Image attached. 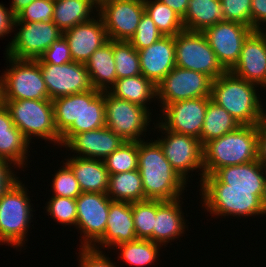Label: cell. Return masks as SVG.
Instances as JSON below:
<instances>
[{
	"label": "cell",
	"instance_id": "obj_34",
	"mask_svg": "<svg viewBox=\"0 0 266 267\" xmlns=\"http://www.w3.org/2000/svg\"><path fill=\"white\" fill-rule=\"evenodd\" d=\"M29 146L30 142L16 126L7 131H0V158L12 162L19 169L28 165Z\"/></svg>",
	"mask_w": 266,
	"mask_h": 267
},
{
	"label": "cell",
	"instance_id": "obj_21",
	"mask_svg": "<svg viewBox=\"0 0 266 267\" xmlns=\"http://www.w3.org/2000/svg\"><path fill=\"white\" fill-rule=\"evenodd\" d=\"M124 142V139L104 126L74 135L63 147L74 152L72 156L104 160Z\"/></svg>",
	"mask_w": 266,
	"mask_h": 267
},
{
	"label": "cell",
	"instance_id": "obj_25",
	"mask_svg": "<svg viewBox=\"0 0 266 267\" xmlns=\"http://www.w3.org/2000/svg\"><path fill=\"white\" fill-rule=\"evenodd\" d=\"M82 192L107 193L109 173L103 160L66 157Z\"/></svg>",
	"mask_w": 266,
	"mask_h": 267
},
{
	"label": "cell",
	"instance_id": "obj_54",
	"mask_svg": "<svg viewBox=\"0 0 266 267\" xmlns=\"http://www.w3.org/2000/svg\"><path fill=\"white\" fill-rule=\"evenodd\" d=\"M263 203L265 205V210H266V181H265V193H264V196H263Z\"/></svg>",
	"mask_w": 266,
	"mask_h": 267
},
{
	"label": "cell",
	"instance_id": "obj_17",
	"mask_svg": "<svg viewBox=\"0 0 266 267\" xmlns=\"http://www.w3.org/2000/svg\"><path fill=\"white\" fill-rule=\"evenodd\" d=\"M211 97L172 102L160 110L157 122L166 130L195 137L201 142V130Z\"/></svg>",
	"mask_w": 266,
	"mask_h": 267
},
{
	"label": "cell",
	"instance_id": "obj_44",
	"mask_svg": "<svg viewBox=\"0 0 266 267\" xmlns=\"http://www.w3.org/2000/svg\"><path fill=\"white\" fill-rule=\"evenodd\" d=\"M40 59L46 64L62 65L72 62L67 40L62 35L54 41L50 47L41 55Z\"/></svg>",
	"mask_w": 266,
	"mask_h": 267
},
{
	"label": "cell",
	"instance_id": "obj_29",
	"mask_svg": "<svg viewBox=\"0 0 266 267\" xmlns=\"http://www.w3.org/2000/svg\"><path fill=\"white\" fill-rule=\"evenodd\" d=\"M108 92L116 98L141 105L149 111L153 110V107L149 109L148 105L157 99L156 85L142 74L117 79Z\"/></svg>",
	"mask_w": 266,
	"mask_h": 267
},
{
	"label": "cell",
	"instance_id": "obj_30",
	"mask_svg": "<svg viewBox=\"0 0 266 267\" xmlns=\"http://www.w3.org/2000/svg\"><path fill=\"white\" fill-rule=\"evenodd\" d=\"M184 30L203 32L206 28L224 21L220 0H189L182 18Z\"/></svg>",
	"mask_w": 266,
	"mask_h": 267
},
{
	"label": "cell",
	"instance_id": "obj_33",
	"mask_svg": "<svg viewBox=\"0 0 266 267\" xmlns=\"http://www.w3.org/2000/svg\"><path fill=\"white\" fill-rule=\"evenodd\" d=\"M240 126L226 109L210 100L201 130V144L204 146L207 142L219 138Z\"/></svg>",
	"mask_w": 266,
	"mask_h": 267
},
{
	"label": "cell",
	"instance_id": "obj_27",
	"mask_svg": "<svg viewBox=\"0 0 266 267\" xmlns=\"http://www.w3.org/2000/svg\"><path fill=\"white\" fill-rule=\"evenodd\" d=\"M86 68L94 89L100 91L110 89L117 80L112 40L106 42L91 55Z\"/></svg>",
	"mask_w": 266,
	"mask_h": 267
},
{
	"label": "cell",
	"instance_id": "obj_42",
	"mask_svg": "<svg viewBox=\"0 0 266 267\" xmlns=\"http://www.w3.org/2000/svg\"><path fill=\"white\" fill-rule=\"evenodd\" d=\"M54 0H34L17 15L19 22L52 21Z\"/></svg>",
	"mask_w": 266,
	"mask_h": 267
},
{
	"label": "cell",
	"instance_id": "obj_43",
	"mask_svg": "<svg viewBox=\"0 0 266 267\" xmlns=\"http://www.w3.org/2000/svg\"><path fill=\"white\" fill-rule=\"evenodd\" d=\"M224 21L241 23L252 29L251 0H220Z\"/></svg>",
	"mask_w": 266,
	"mask_h": 267
},
{
	"label": "cell",
	"instance_id": "obj_24",
	"mask_svg": "<svg viewBox=\"0 0 266 267\" xmlns=\"http://www.w3.org/2000/svg\"><path fill=\"white\" fill-rule=\"evenodd\" d=\"M184 197L175 200H156V216L154 218L153 242L161 246L178 239L188 228L186 217L182 211ZM187 227V228H186Z\"/></svg>",
	"mask_w": 266,
	"mask_h": 267
},
{
	"label": "cell",
	"instance_id": "obj_6",
	"mask_svg": "<svg viewBox=\"0 0 266 267\" xmlns=\"http://www.w3.org/2000/svg\"><path fill=\"white\" fill-rule=\"evenodd\" d=\"M25 183L19 180L0 199V245L25 250L26 234L35 210ZM34 210V211H33Z\"/></svg>",
	"mask_w": 266,
	"mask_h": 267
},
{
	"label": "cell",
	"instance_id": "obj_48",
	"mask_svg": "<svg viewBox=\"0 0 266 267\" xmlns=\"http://www.w3.org/2000/svg\"><path fill=\"white\" fill-rule=\"evenodd\" d=\"M16 16L12 13L11 9L6 8L3 3H0V38L13 33L14 21Z\"/></svg>",
	"mask_w": 266,
	"mask_h": 267
},
{
	"label": "cell",
	"instance_id": "obj_26",
	"mask_svg": "<svg viewBox=\"0 0 266 267\" xmlns=\"http://www.w3.org/2000/svg\"><path fill=\"white\" fill-rule=\"evenodd\" d=\"M214 175L225 184V189L265 190L266 177L258 160L221 167Z\"/></svg>",
	"mask_w": 266,
	"mask_h": 267
},
{
	"label": "cell",
	"instance_id": "obj_13",
	"mask_svg": "<svg viewBox=\"0 0 266 267\" xmlns=\"http://www.w3.org/2000/svg\"><path fill=\"white\" fill-rule=\"evenodd\" d=\"M213 79L203 73L175 66L156 86L157 106L199 97H210ZM160 103V104H159Z\"/></svg>",
	"mask_w": 266,
	"mask_h": 267
},
{
	"label": "cell",
	"instance_id": "obj_2",
	"mask_svg": "<svg viewBox=\"0 0 266 267\" xmlns=\"http://www.w3.org/2000/svg\"><path fill=\"white\" fill-rule=\"evenodd\" d=\"M148 141H138V171L145 200L170 201L182 197L188 183L173 169L160 144L154 139Z\"/></svg>",
	"mask_w": 266,
	"mask_h": 267
},
{
	"label": "cell",
	"instance_id": "obj_55",
	"mask_svg": "<svg viewBox=\"0 0 266 267\" xmlns=\"http://www.w3.org/2000/svg\"><path fill=\"white\" fill-rule=\"evenodd\" d=\"M261 164H262V167H263V170H264V175L266 177V161H263Z\"/></svg>",
	"mask_w": 266,
	"mask_h": 267
},
{
	"label": "cell",
	"instance_id": "obj_40",
	"mask_svg": "<svg viewBox=\"0 0 266 267\" xmlns=\"http://www.w3.org/2000/svg\"><path fill=\"white\" fill-rule=\"evenodd\" d=\"M52 177L51 191L53 196L76 199L81 193V189L70 166L64 162Z\"/></svg>",
	"mask_w": 266,
	"mask_h": 267
},
{
	"label": "cell",
	"instance_id": "obj_5",
	"mask_svg": "<svg viewBox=\"0 0 266 267\" xmlns=\"http://www.w3.org/2000/svg\"><path fill=\"white\" fill-rule=\"evenodd\" d=\"M257 160V126L241 125L203 146L204 175H212L224 166Z\"/></svg>",
	"mask_w": 266,
	"mask_h": 267
},
{
	"label": "cell",
	"instance_id": "obj_7",
	"mask_svg": "<svg viewBox=\"0 0 266 267\" xmlns=\"http://www.w3.org/2000/svg\"><path fill=\"white\" fill-rule=\"evenodd\" d=\"M2 103L7 107L14 125L30 143L41 138L60 146L61 135L55 126L52 100L23 99Z\"/></svg>",
	"mask_w": 266,
	"mask_h": 267
},
{
	"label": "cell",
	"instance_id": "obj_23",
	"mask_svg": "<svg viewBox=\"0 0 266 267\" xmlns=\"http://www.w3.org/2000/svg\"><path fill=\"white\" fill-rule=\"evenodd\" d=\"M138 54L142 75L157 86L176 66L174 36H163Z\"/></svg>",
	"mask_w": 266,
	"mask_h": 267
},
{
	"label": "cell",
	"instance_id": "obj_4",
	"mask_svg": "<svg viewBox=\"0 0 266 267\" xmlns=\"http://www.w3.org/2000/svg\"><path fill=\"white\" fill-rule=\"evenodd\" d=\"M257 88L260 86L226 71L213 80L210 97L240 125H257L266 118V109Z\"/></svg>",
	"mask_w": 266,
	"mask_h": 267
},
{
	"label": "cell",
	"instance_id": "obj_47",
	"mask_svg": "<svg viewBox=\"0 0 266 267\" xmlns=\"http://www.w3.org/2000/svg\"><path fill=\"white\" fill-rule=\"evenodd\" d=\"M251 23L253 30L262 31L261 26L266 24V0H251Z\"/></svg>",
	"mask_w": 266,
	"mask_h": 267
},
{
	"label": "cell",
	"instance_id": "obj_52",
	"mask_svg": "<svg viewBox=\"0 0 266 267\" xmlns=\"http://www.w3.org/2000/svg\"><path fill=\"white\" fill-rule=\"evenodd\" d=\"M34 0H12L10 4V9L12 13L16 16L23 8L28 6Z\"/></svg>",
	"mask_w": 266,
	"mask_h": 267
},
{
	"label": "cell",
	"instance_id": "obj_50",
	"mask_svg": "<svg viewBox=\"0 0 266 267\" xmlns=\"http://www.w3.org/2000/svg\"><path fill=\"white\" fill-rule=\"evenodd\" d=\"M183 18L188 9L189 0H159Z\"/></svg>",
	"mask_w": 266,
	"mask_h": 267
},
{
	"label": "cell",
	"instance_id": "obj_3",
	"mask_svg": "<svg viewBox=\"0 0 266 267\" xmlns=\"http://www.w3.org/2000/svg\"><path fill=\"white\" fill-rule=\"evenodd\" d=\"M199 186L201 206L211 216L226 218L230 215L246 219L266 215L263 203L265 190L225 189V184L214 174L204 175Z\"/></svg>",
	"mask_w": 266,
	"mask_h": 267
},
{
	"label": "cell",
	"instance_id": "obj_18",
	"mask_svg": "<svg viewBox=\"0 0 266 267\" xmlns=\"http://www.w3.org/2000/svg\"><path fill=\"white\" fill-rule=\"evenodd\" d=\"M254 30L237 22L221 21L203 33L222 66L230 71L239 61L242 46Z\"/></svg>",
	"mask_w": 266,
	"mask_h": 267
},
{
	"label": "cell",
	"instance_id": "obj_57",
	"mask_svg": "<svg viewBox=\"0 0 266 267\" xmlns=\"http://www.w3.org/2000/svg\"><path fill=\"white\" fill-rule=\"evenodd\" d=\"M262 87H263V89H265L266 90V79H265V82L260 86V88L262 89Z\"/></svg>",
	"mask_w": 266,
	"mask_h": 267
},
{
	"label": "cell",
	"instance_id": "obj_14",
	"mask_svg": "<svg viewBox=\"0 0 266 267\" xmlns=\"http://www.w3.org/2000/svg\"><path fill=\"white\" fill-rule=\"evenodd\" d=\"M111 202L106 193L82 192L76 198L80 247H92L104 235Z\"/></svg>",
	"mask_w": 266,
	"mask_h": 267
},
{
	"label": "cell",
	"instance_id": "obj_46",
	"mask_svg": "<svg viewBox=\"0 0 266 267\" xmlns=\"http://www.w3.org/2000/svg\"><path fill=\"white\" fill-rule=\"evenodd\" d=\"M12 164V162L0 158V199L20 180L14 170L18 167L15 164Z\"/></svg>",
	"mask_w": 266,
	"mask_h": 267
},
{
	"label": "cell",
	"instance_id": "obj_31",
	"mask_svg": "<svg viewBox=\"0 0 266 267\" xmlns=\"http://www.w3.org/2000/svg\"><path fill=\"white\" fill-rule=\"evenodd\" d=\"M106 194L112 201L132 203L145 200L142 178L138 169L109 174Z\"/></svg>",
	"mask_w": 266,
	"mask_h": 267
},
{
	"label": "cell",
	"instance_id": "obj_36",
	"mask_svg": "<svg viewBox=\"0 0 266 267\" xmlns=\"http://www.w3.org/2000/svg\"><path fill=\"white\" fill-rule=\"evenodd\" d=\"M117 79L141 75L138 51L128 41H113Z\"/></svg>",
	"mask_w": 266,
	"mask_h": 267
},
{
	"label": "cell",
	"instance_id": "obj_16",
	"mask_svg": "<svg viewBox=\"0 0 266 267\" xmlns=\"http://www.w3.org/2000/svg\"><path fill=\"white\" fill-rule=\"evenodd\" d=\"M145 12L144 0H108L98 7L109 40L129 41Z\"/></svg>",
	"mask_w": 266,
	"mask_h": 267
},
{
	"label": "cell",
	"instance_id": "obj_56",
	"mask_svg": "<svg viewBox=\"0 0 266 267\" xmlns=\"http://www.w3.org/2000/svg\"><path fill=\"white\" fill-rule=\"evenodd\" d=\"M0 104H2V94H1V79H0Z\"/></svg>",
	"mask_w": 266,
	"mask_h": 267
},
{
	"label": "cell",
	"instance_id": "obj_10",
	"mask_svg": "<svg viewBox=\"0 0 266 267\" xmlns=\"http://www.w3.org/2000/svg\"><path fill=\"white\" fill-rule=\"evenodd\" d=\"M104 101L107 128L125 141L145 140V132L149 131L147 127L152 122V112L141 105L116 98L108 91H104Z\"/></svg>",
	"mask_w": 266,
	"mask_h": 267
},
{
	"label": "cell",
	"instance_id": "obj_22",
	"mask_svg": "<svg viewBox=\"0 0 266 267\" xmlns=\"http://www.w3.org/2000/svg\"><path fill=\"white\" fill-rule=\"evenodd\" d=\"M136 239L132 203L112 201L109 207L104 235L92 248L97 250H101L102 248H106V250L107 248L113 249L118 244Z\"/></svg>",
	"mask_w": 266,
	"mask_h": 267
},
{
	"label": "cell",
	"instance_id": "obj_51",
	"mask_svg": "<svg viewBox=\"0 0 266 267\" xmlns=\"http://www.w3.org/2000/svg\"><path fill=\"white\" fill-rule=\"evenodd\" d=\"M14 122L11 119V115L4 105V103L0 104V131H7L14 127Z\"/></svg>",
	"mask_w": 266,
	"mask_h": 267
},
{
	"label": "cell",
	"instance_id": "obj_37",
	"mask_svg": "<svg viewBox=\"0 0 266 267\" xmlns=\"http://www.w3.org/2000/svg\"><path fill=\"white\" fill-rule=\"evenodd\" d=\"M103 161L109 174L138 169V141H125Z\"/></svg>",
	"mask_w": 266,
	"mask_h": 267
},
{
	"label": "cell",
	"instance_id": "obj_11",
	"mask_svg": "<svg viewBox=\"0 0 266 267\" xmlns=\"http://www.w3.org/2000/svg\"><path fill=\"white\" fill-rule=\"evenodd\" d=\"M176 66L203 73L213 80L227 70L218 61L203 32L183 30L174 36Z\"/></svg>",
	"mask_w": 266,
	"mask_h": 267
},
{
	"label": "cell",
	"instance_id": "obj_12",
	"mask_svg": "<svg viewBox=\"0 0 266 267\" xmlns=\"http://www.w3.org/2000/svg\"><path fill=\"white\" fill-rule=\"evenodd\" d=\"M14 29L13 31L17 32L6 45L4 54L15 59L40 58L50 45L63 35L52 21L19 22L15 18Z\"/></svg>",
	"mask_w": 266,
	"mask_h": 267
},
{
	"label": "cell",
	"instance_id": "obj_53",
	"mask_svg": "<svg viewBox=\"0 0 266 267\" xmlns=\"http://www.w3.org/2000/svg\"><path fill=\"white\" fill-rule=\"evenodd\" d=\"M108 0H93V2L99 7L102 3L106 2Z\"/></svg>",
	"mask_w": 266,
	"mask_h": 267
},
{
	"label": "cell",
	"instance_id": "obj_39",
	"mask_svg": "<svg viewBox=\"0 0 266 267\" xmlns=\"http://www.w3.org/2000/svg\"><path fill=\"white\" fill-rule=\"evenodd\" d=\"M47 205V206H46ZM45 210L57 224L76 227L77 210L76 199L51 196L45 204Z\"/></svg>",
	"mask_w": 266,
	"mask_h": 267
},
{
	"label": "cell",
	"instance_id": "obj_41",
	"mask_svg": "<svg viewBox=\"0 0 266 267\" xmlns=\"http://www.w3.org/2000/svg\"><path fill=\"white\" fill-rule=\"evenodd\" d=\"M163 35L158 30L152 18L144 12L135 34L128 41L137 51L150 47Z\"/></svg>",
	"mask_w": 266,
	"mask_h": 267
},
{
	"label": "cell",
	"instance_id": "obj_38",
	"mask_svg": "<svg viewBox=\"0 0 266 267\" xmlns=\"http://www.w3.org/2000/svg\"><path fill=\"white\" fill-rule=\"evenodd\" d=\"M132 215L137 239L151 240L153 242L156 200L146 199L132 202Z\"/></svg>",
	"mask_w": 266,
	"mask_h": 267
},
{
	"label": "cell",
	"instance_id": "obj_8",
	"mask_svg": "<svg viewBox=\"0 0 266 267\" xmlns=\"http://www.w3.org/2000/svg\"><path fill=\"white\" fill-rule=\"evenodd\" d=\"M5 57L9 65L0 75L2 101L50 100L36 59H15L6 55Z\"/></svg>",
	"mask_w": 266,
	"mask_h": 267
},
{
	"label": "cell",
	"instance_id": "obj_49",
	"mask_svg": "<svg viewBox=\"0 0 266 267\" xmlns=\"http://www.w3.org/2000/svg\"><path fill=\"white\" fill-rule=\"evenodd\" d=\"M257 160L266 161V118L257 125Z\"/></svg>",
	"mask_w": 266,
	"mask_h": 267
},
{
	"label": "cell",
	"instance_id": "obj_58",
	"mask_svg": "<svg viewBox=\"0 0 266 267\" xmlns=\"http://www.w3.org/2000/svg\"><path fill=\"white\" fill-rule=\"evenodd\" d=\"M262 32L266 35V28H262Z\"/></svg>",
	"mask_w": 266,
	"mask_h": 267
},
{
	"label": "cell",
	"instance_id": "obj_9",
	"mask_svg": "<svg viewBox=\"0 0 266 267\" xmlns=\"http://www.w3.org/2000/svg\"><path fill=\"white\" fill-rule=\"evenodd\" d=\"M154 128L161 131V136L156 141L160 144L166 159L173 169L188 183L190 172L198 173L201 183L204 176L203 146L199 139L164 129L159 123L153 122ZM163 131V132H162ZM165 134V135H164ZM164 135V136H163ZM198 168V169H197ZM189 180V181H188Z\"/></svg>",
	"mask_w": 266,
	"mask_h": 267
},
{
	"label": "cell",
	"instance_id": "obj_32",
	"mask_svg": "<svg viewBox=\"0 0 266 267\" xmlns=\"http://www.w3.org/2000/svg\"><path fill=\"white\" fill-rule=\"evenodd\" d=\"M162 246L152 242L151 240L136 239L130 242L118 244L113 249L118 252L117 259L128 264V266L145 267L154 265L160 256V250Z\"/></svg>",
	"mask_w": 266,
	"mask_h": 267
},
{
	"label": "cell",
	"instance_id": "obj_45",
	"mask_svg": "<svg viewBox=\"0 0 266 267\" xmlns=\"http://www.w3.org/2000/svg\"><path fill=\"white\" fill-rule=\"evenodd\" d=\"M78 256V267H119L116 262L110 260L103 250L92 247H80ZM80 258V259H79Z\"/></svg>",
	"mask_w": 266,
	"mask_h": 267
},
{
	"label": "cell",
	"instance_id": "obj_35",
	"mask_svg": "<svg viewBox=\"0 0 266 267\" xmlns=\"http://www.w3.org/2000/svg\"><path fill=\"white\" fill-rule=\"evenodd\" d=\"M145 12L163 36H175L184 30L182 18L159 0H144Z\"/></svg>",
	"mask_w": 266,
	"mask_h": 267
},
{
	"label": "cell",
	"instance_id": "obj_20",
	"mask_svg": "<svg viewBox=\"0 0 266 267\" xmlns=\"http://www.w3.org/2000/svg\"><path fill=\"white\" fill-rule=\"evenodd\" d=\"M236 76L261 86L266 79V35L253 31L244 41L239 61L230 70Z\"/></svg>",
	"mask_w": 266,
	"mask_h": 267
},
{
	"label": "cell",
	"instance_id": "obj_1",
	"mask_svg": "<svg viewBox=\"0 0 266 267\" xmlns=\"http://www.w3.org/2000/svg\"><path fill=\"white\" fill-rule=\"evenodd\" d=\"M62 148L74 135L105 126L104 91L98 89L52 100Z\"/></svg>",
	"mask_w": 266,
	"mask_h": 267
},
{
	"label": "cell",
	"instance_id": "obj_19",
	"mask_svg": "<svg viewBox=\"0 0 266 267\" xmlns=\"http://www.w3.org/2000/svg\"><path fill=\"white\" fill-rule=\"evenodd\" d=\"M63 36L68 42L73 61L84 64L98 48L109 41L107 31L99 15L63 32Z\"/></svg>",
	"mask_w": 266,
	"mask_h": 267
},
{
	"label": "cell",
	"instance_id": "obj_28",
	"mask_svg": "<svg viewBox=\"0 0 266 267\" xmlns=\"http://www.w3.org/2000/svg\"><path fill=\"white\" fill-rule=\"evenodd\" d=\"M96 13L98 6L93 0H54L52 22L65 32L77 24L92 20L98 15Z\"/></svg>",
	"mask_w": 266,
	"mask_h": 267
},
{
	"label": "cell",
	"instance_id": "obj_15",
	"mask_svg": "<svg viewBox=\"0 0 266 267\" xmlns=\"http://www.w3.org/2000/svg\"><path fill=\"white\" fill-rule=\"evenodd\" d=\"M36 60L39 62L50 100L94 89L86 64L72 61L53 65L44 63L40 58Z\"/></svg>",
	"mask_w": 266,
	"mask_h": 267
}]
</instances>
